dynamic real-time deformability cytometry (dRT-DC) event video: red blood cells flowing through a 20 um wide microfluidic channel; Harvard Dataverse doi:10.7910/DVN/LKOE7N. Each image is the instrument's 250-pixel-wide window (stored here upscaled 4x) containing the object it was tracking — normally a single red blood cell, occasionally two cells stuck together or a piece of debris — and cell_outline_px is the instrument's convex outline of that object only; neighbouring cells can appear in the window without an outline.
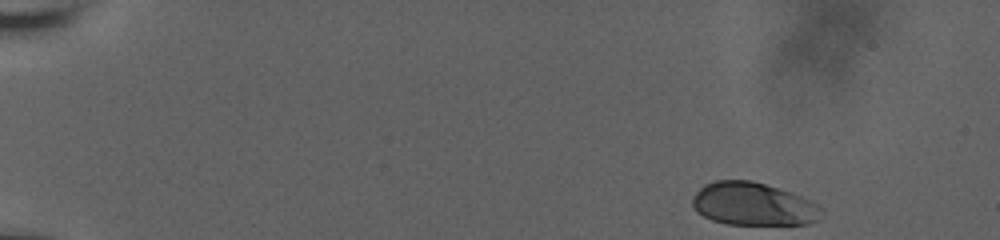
{"species": "human", "species_latin": "Homo sapiens", "temperature_condition": "room temperature", "stored_images_in_passage": 52, "camera_frame_rate_fps": 3000, "um_per_image_px": 0.085, "donor": {"sex": "male"}, "frame": {"image": 1, "passage_image": 1, "time_ms": 0.0, "image_size_px": [1000, 240], "cell_outline_px": [[824, 212], [816, 220], [808, 224], [728, 224], [712, 220], [696, 212], [692, 208], [692, 196], [704, 184], [716, 180], [752, 180], [800, 196], [816, 204]], "centroid_in_image_um": [63.96, 17.35], "position_along_channel_um": 21.0, "area_um2": 32.08}}
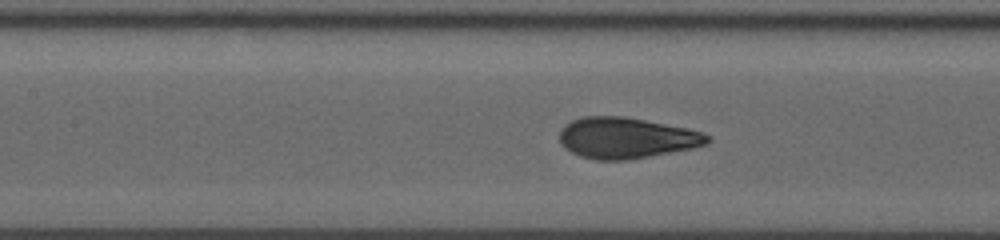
{"frame": {"image": 2, "passage_image": 23, "time_ms": 7.333, "image_size_px": [1000, 240], "cell_outline_px": [[712, 140], [708, 144], [692, 148], [648, 156], [624, 160], [596, 160], [580, 156], [564, 148], [560, 144], [560, 132], [572, 120], [584, 116], [624, 116], [688, 128], [704, 132], [712, 136]], "centroid_in_image_um": [53.28, 11.72], "position_along_channel_um": 154.1, "area_um2": 35.26}}
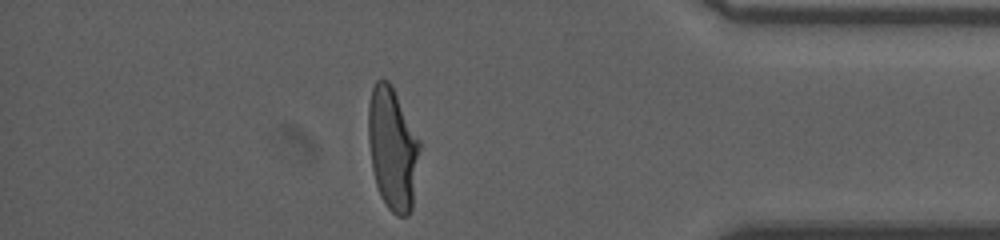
{"frame": {"image": 3, "passage_image": 45, "time_ms": 14.667, "image_size_px": [1000, 240], "cell_outline_px": [[420, 148], [412, 208], [408, 216], [396, 216], [388, 208], [380, 196], [376, 184], [372, 168], [368, 140], [368, 104], [372, 88], [376, 80], [388, 80], [392, 84], [420, 140]], "centroid_in_image_um": [33.36, 12.62], "position_along_channel_um": 401.8, "area_um2": 36.93}, "authors_computed_cell_mechanics": {"area_um2": 35.2291, "velocity_mm_per_s": 3.7396, "shape_relaxation_time_tau1_ms": 4.2217, "shape_relaxation_time_tau2_ms": null, "deformation_change_tau1": 0.1897, "deformation_change_tau2": null}}